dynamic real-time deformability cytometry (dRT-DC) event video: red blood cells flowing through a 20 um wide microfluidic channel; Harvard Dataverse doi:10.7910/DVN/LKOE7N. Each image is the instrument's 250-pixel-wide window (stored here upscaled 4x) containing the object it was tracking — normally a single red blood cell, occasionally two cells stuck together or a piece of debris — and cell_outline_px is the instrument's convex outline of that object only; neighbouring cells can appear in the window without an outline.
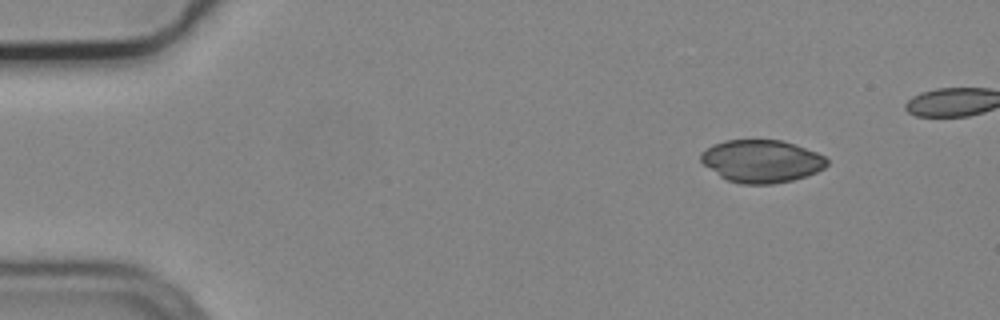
{"species": "common noctule bat (a hibernating species)", "species_latin": "Nyctalus noctula", "temperature_condition": "cold", "stored_images_in_passage": 4, "camera_frame_rate_fps": 3000, "um_per_image_px": 0.085, "animal": {"sex": "male", "body_mass_g": 19.2, "forearm_length_mm": 51.8}, "frame": {"image": 1, "passage_image": 2, "time_ms": 0.333, "image_size_px": [1000, 320], "cell_outline_px": [[828, 164], [824, 168], [816, 172], [792, 180], [772, 184], [740, 184], [728, 180], [720, 176], [704, 164], [700, 160], [700, 152], [712, 144], [724, 140], [780, 140], [796, 144], [816, 152], [824, 156], [828, 160]], "centroid_in_image_um": [64.72, 13.69], "position_along_channel_um": 20.3, "area_um2": 31.33}}